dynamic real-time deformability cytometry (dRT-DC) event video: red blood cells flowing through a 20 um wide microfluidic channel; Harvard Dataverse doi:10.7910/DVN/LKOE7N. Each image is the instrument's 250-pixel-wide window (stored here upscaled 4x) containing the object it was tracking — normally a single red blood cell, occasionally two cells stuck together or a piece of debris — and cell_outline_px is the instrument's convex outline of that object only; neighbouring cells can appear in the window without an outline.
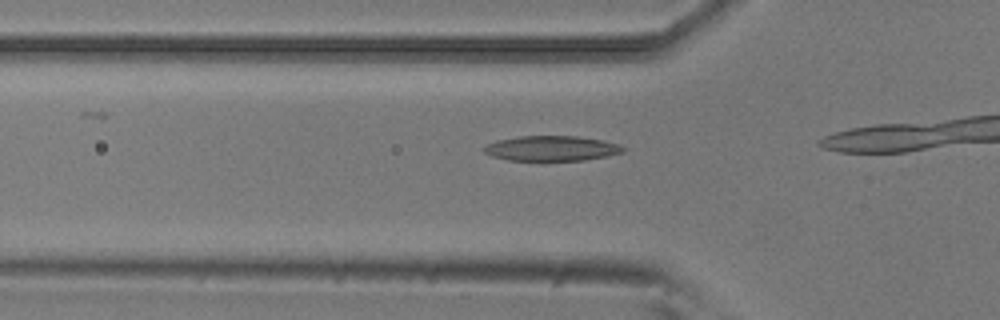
{"species": "common noctule bat (a hibernating species)", "species_latin": "Nyctalus noctula", "temperature_condition": "room temperature", "stored_images_in_passage": 14, "camera_frame_rate_fps": 3000, "um_per_image_px": 0.085, "animal": {"sex": "male", "body_mass_g": 20.5, "forearm_length_mm": 52.5}, "frame": {"image": 1, "passage_image": 12, "time_ms": 3.667, "image_size_px": [1000, 320], "cell_outline_px": [[628, 148], [624, 152], [584, 160], [508, 160], [492, 156], [484, 152], [484, 148], [488, 144], [496, 140], [520, 136], [576, 136], [600, 140], [620, 144]], "centroid_in_image_um": [46.9, 12.6], "position_along_channel_um": 78.9, "area_um2": 20.17}}